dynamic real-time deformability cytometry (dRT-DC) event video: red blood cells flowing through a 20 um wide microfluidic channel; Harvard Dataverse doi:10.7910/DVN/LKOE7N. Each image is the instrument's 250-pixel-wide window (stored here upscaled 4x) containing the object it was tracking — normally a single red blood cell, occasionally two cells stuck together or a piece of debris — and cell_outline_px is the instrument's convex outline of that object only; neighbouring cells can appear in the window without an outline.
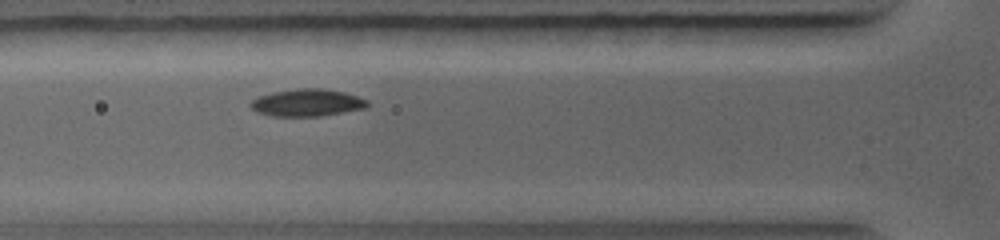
{"species": "common noctule bat (a hibernating species)", "species_latin": "Nyctalus noctula", "temperature_condition": "warm", "stored_images_in_passage": 16, "camera_frame_rate_fps": 5000, "um_per_image_px": 0.085, "animal": {"sex": "female", "body_mass_g": 19.0, "forearm_length_mm": 56.7}, "frame": {"image": 1, "passage_image": 5, "time_ms": 2.6, "image_size_px": [1000, 240], "cell_outline_px": [[368, 104], [364, 108], [320, 116], [272, 116], [256, 112], [248, 104], [256, 96], [272, 92], [296, 88], [320, 88], [344, 92], [368, 100]], "centroid_in_image_um": [26.04, 8.72], "position_along_channel_um": 99.8, "area_um2": 18.55}}
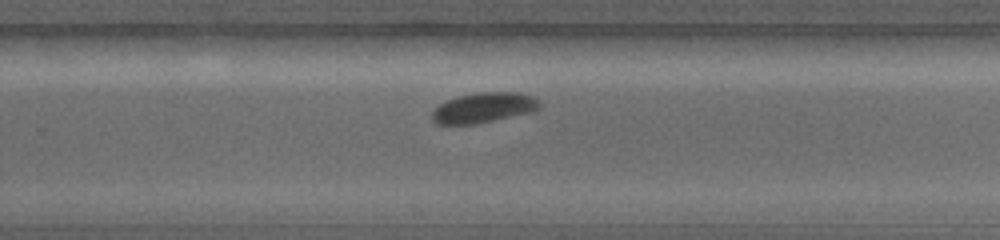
{"frame": {"image": 2, "passage_image": 11, "time_ms": 6.4, "image_size_px": [1000, 240], "cell_outline_px": [[540, 108], [528, 112], [476, 124], [440, 124], [432, 120], [432, 112], [440, 104], [456, 96], [476, 92], [516, 92], [532, 96], [540, 104]], "centroid_in_image_um": [41.07, 9.14], "position_along_channel_um": 288.7, "area_um2": 18.55}}
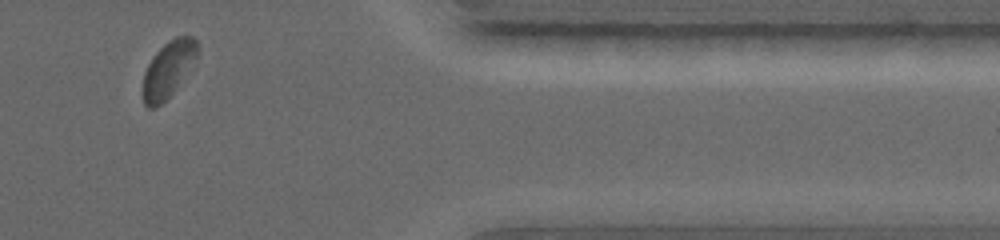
{"frame": {"image": 3, "passage_image": 15, "time_ms": 9.0, "image_size_px": [1000, 240], "cell_outline_px": [[196, 56], [172, 92], [160, 104], [152, 108], [148, 108], [144, 104], [144, 72], [152, 56], [168, 40], [176, 36], [192, 36], [196, 40]], "centroid_in_image_um": [14.26, 5.85], "position_along_channel_um": 397.1, "area_um2": 16.94}}